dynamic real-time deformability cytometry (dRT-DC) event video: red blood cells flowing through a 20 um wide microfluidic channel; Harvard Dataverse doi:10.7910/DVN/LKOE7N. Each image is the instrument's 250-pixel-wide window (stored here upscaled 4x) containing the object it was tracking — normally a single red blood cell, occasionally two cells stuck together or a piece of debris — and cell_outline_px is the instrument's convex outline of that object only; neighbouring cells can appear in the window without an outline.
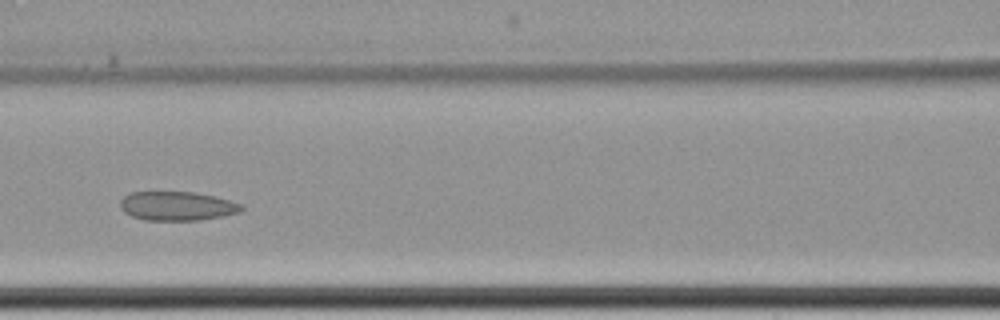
{"species": "common noctule bat (a hibernating species)", "species_latin": "Nyctalus noctula", "temperature_condition": "cold", "stored_images_in_passage": 15, "camera_frame_rate_fps": 3000, "um_per_image_px": 0.085, "animal": {"sex": "female", "body_mass_g": 22.7, "forearm_length_mm": 54.2}, "frame": {"image": 1, "passage_image": 7, "time_ms": 8.333, "image_size_px": [1000, 320], "cell_outline_px": [[244, 208], [240, 212], [224, 216], [200, 220], [144, 220], [132, 216], [124, 212], [120, 208], [120, 200], [124, 196], [132, 192], [196, 192], [216, 196], [244, 204]], "centroid_in_image_um": [15.09, 17.51], "position_along_channel_um": 151.5, "area_um2": 20.75}}
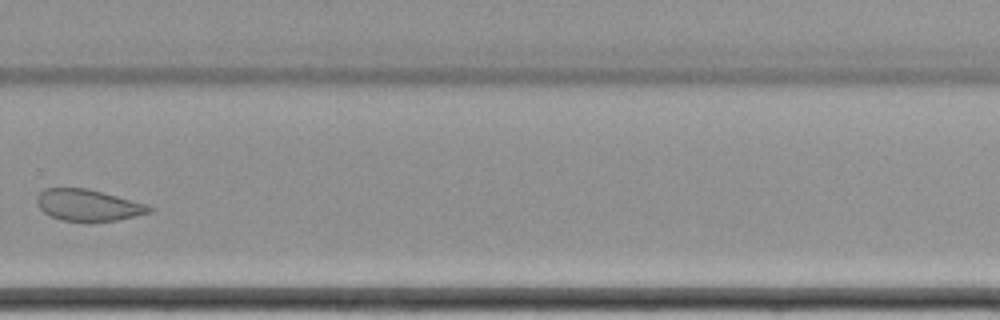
{"frame": {"image": 2, "passage_image": 11, "time_ms": 13.333, "image_size_px": [1000, 320], "cell_outline_px": [[156, 208], [152, 212], [136, 216], [116, 220], [88, 224], [60, 220], [44, 212], [36, 204], [36, 196], [44, 188], [84, 188], [148, 204]], "centroid_in_image_um": [7.5, 17.48], "position_along_channel_um": 322.3, "area_um2": 21.15}}
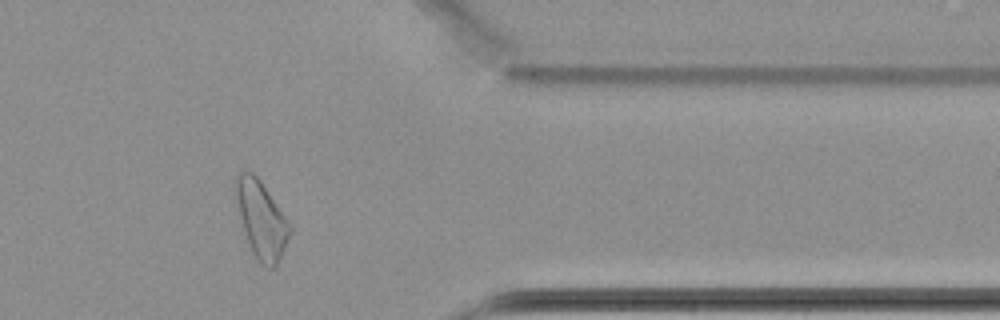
{"frame": {"image": 3, "passage_image": 13, "time_ms": 15.667, "image_size_px": [1000, 320], "cell_outline_px": [[292, 232], [280, 260], [272, 268], [268, 268], [260, 264], [252, 252], [244, 232], [240, 216], [236, 196], [236, 176], [240, 172], [252, 172], [260, 180], [292, 224]], "centroid_in_image_um": [22.27, 18.7], "position_along_channel_um": 389.1, "area_um2": 24.22}, "authors_computed_cell_mechanics": {"area_um2": 23.7558, "velocity_mm_per_s": 3.4112, "shape_relaxation_time_tau1_ms": null, "shape_relaxation_time_tau2_ms": 2.1992, "deformation_change_tau1": null, "deformation_change_tau2": 0.0487}}